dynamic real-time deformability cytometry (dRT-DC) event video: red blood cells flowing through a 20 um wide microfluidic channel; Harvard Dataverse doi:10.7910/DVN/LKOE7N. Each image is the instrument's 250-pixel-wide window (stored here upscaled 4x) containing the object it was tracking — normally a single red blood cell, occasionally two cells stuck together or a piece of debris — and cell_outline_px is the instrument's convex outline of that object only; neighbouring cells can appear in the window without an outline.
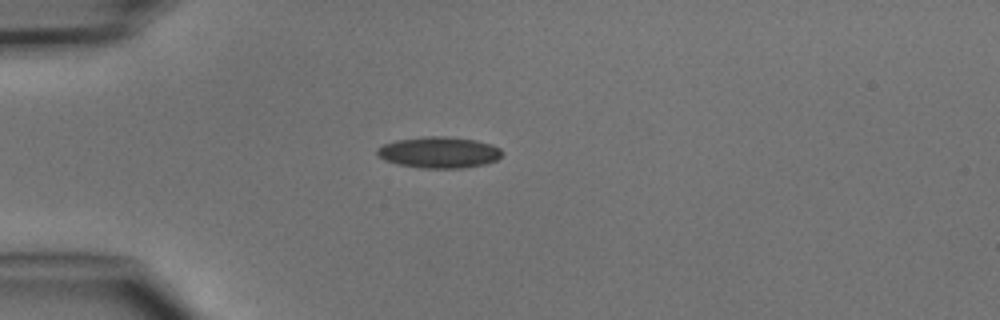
{"species": "common noctule bat (a hibernating species)", "species_latin": "Nyctalus noctula", "temperature_condition": "cold", "stored_images_in_passage": 36, "camera_frame_rate_fps": 3000, "um_per_image_px": 0.085, "animal": {"sex": "male", "body_mass_g": 15.6}, "frame": {"image": 1, "passage_image": 1, "time_ms": 0.0, "image_size_px": [1000, 320], "cell_outline_px": [[500, 156], [496, 160], [484, 164], [464, 168], [420, 168], [396, 164], [384, 160], [376, 152], [376, 148], [384, 144], [396, 140], [428, 136], [444, 136], [476, 140], [492, 144], [500, 148]], "centroid_in_image_um": [37.29, 12.95], "position_along_channel_um": 47.7, "area_um2": 22.72}}
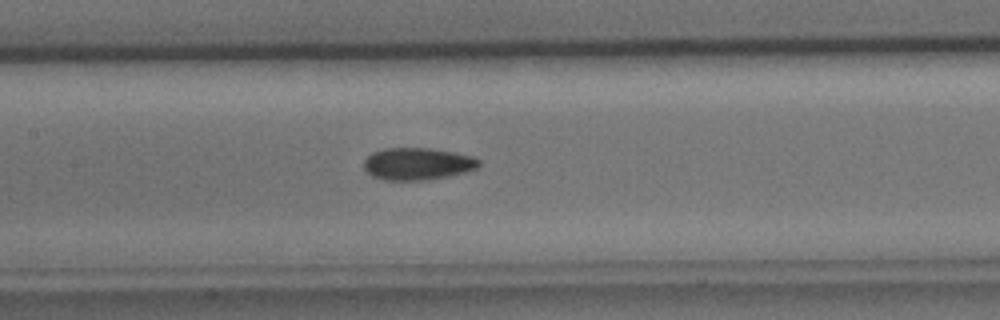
{"frame": {"image": 2, "passage_image": 11, "time_ms": 3.333, "image_size_px": [1000, 320], "cell_outline_px": [[480, 164], [476, 168], [464, 172], [448, 176], [424, 180], [384, 180], [372, 176], [364, 168], [364, 160], [372, 152], [384, 148], [428, 148], [452, 152], [472, 156], [480, 160]], "centroid_in_image_um": [35.46, 13.92], "position_along_channel_um": 171.9, "area_um2": 21.44}}
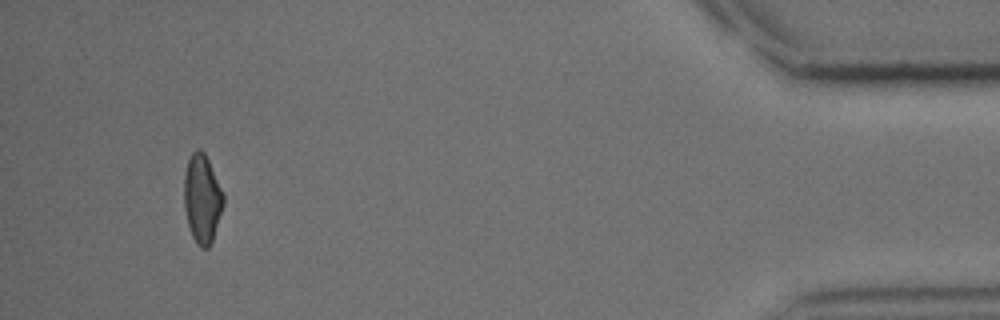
{"frame": {"image": 3, "passage_image": 33, "time_ms": 10.667, "image_size_px": [1000, 320], "cell_outline_px": [[224, 204], [212, 240], [208, 248], [200, 248], [196, 244], [192, 236], [188, 224], [184, 208], [184, 172], [188, 160], [192, 152], [196, 148], [200, 148], [204, 152], [224, 192]], "centroid_in_image_um": [17.18, 16.87], "position_along_channel_um": 418.0, "area_um2": 20.46}}